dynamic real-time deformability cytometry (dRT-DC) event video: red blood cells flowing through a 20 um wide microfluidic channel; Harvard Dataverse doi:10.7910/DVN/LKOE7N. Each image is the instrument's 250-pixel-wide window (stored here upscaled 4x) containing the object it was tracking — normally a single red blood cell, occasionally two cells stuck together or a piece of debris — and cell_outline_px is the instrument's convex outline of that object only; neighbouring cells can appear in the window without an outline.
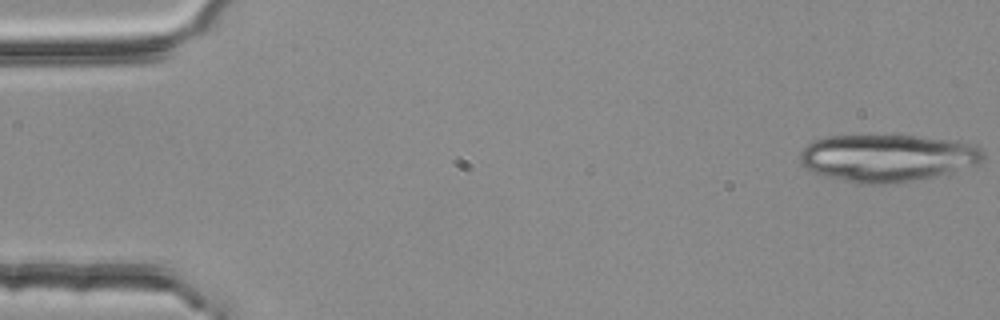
{"species": "common noctule bat (a hibernating species)", "species_latin": "Nyctalus noctula", "temperature_condition": "room temperature", "stored_images_in_passage": 20, "camera_frame_rate_fps": 3000, "um_per_image_px": 0.085, "animal": {"sex": "female", "body_mass_g": 25.1}, "frame": {"image": 1, "passage_image": 1, "time_ms": 0.0, "image_size_px": [1000, 320], "cell_outline_px": [[984, 160], [976, 164], [936, 176], [920, 180], [888, 184], [856, 184], [824, 176], [812, 172], [804, 168], [800, 160], [800, 148], [812, 140], [824, 136], [916, 136], [948, 140], [976, 144], [984, 152]], "centroid_in_image_um": [75.36, 13.43], "position_along_channel_um": 9.6, "area_um2": 50.92}}